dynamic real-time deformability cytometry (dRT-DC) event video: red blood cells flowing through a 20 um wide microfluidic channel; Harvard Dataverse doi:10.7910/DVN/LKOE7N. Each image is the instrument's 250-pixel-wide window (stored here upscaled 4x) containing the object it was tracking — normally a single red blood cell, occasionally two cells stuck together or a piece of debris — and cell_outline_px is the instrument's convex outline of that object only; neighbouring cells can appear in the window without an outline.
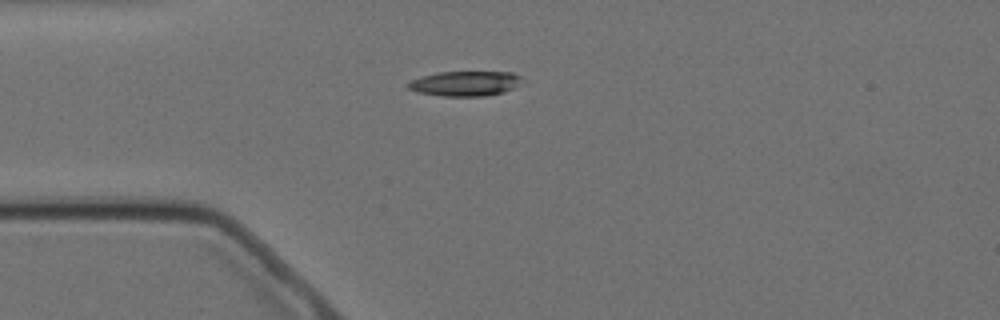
{"species": "Egyptian fruit bat (a non-hibernating species)", "species_latin": "Rousettus aegyptiacus", "temperature_condition": "cold", "stored_images_in_passage": 1, "camera_frame_rate_fps": 3000, "um_per_image_px": 0.085, "animal": {"sex": "female"}, "frame": {"image": 1, "passage_image": 1, "time_ms": 0.0, "image_size_px": [1000, 320], "cell_outline_px": [[528, 80], [524, 84], [504, 92], [484, 96], [440, 96], [416, 92], [408, 88], [408, 84], [412, 80], [420, 76], [436, 72], [512, 72]], "centroid_in_image_um": [39.62, 7.1], "position_along_channel_um": 45.4, "area_um2": 16.94}}